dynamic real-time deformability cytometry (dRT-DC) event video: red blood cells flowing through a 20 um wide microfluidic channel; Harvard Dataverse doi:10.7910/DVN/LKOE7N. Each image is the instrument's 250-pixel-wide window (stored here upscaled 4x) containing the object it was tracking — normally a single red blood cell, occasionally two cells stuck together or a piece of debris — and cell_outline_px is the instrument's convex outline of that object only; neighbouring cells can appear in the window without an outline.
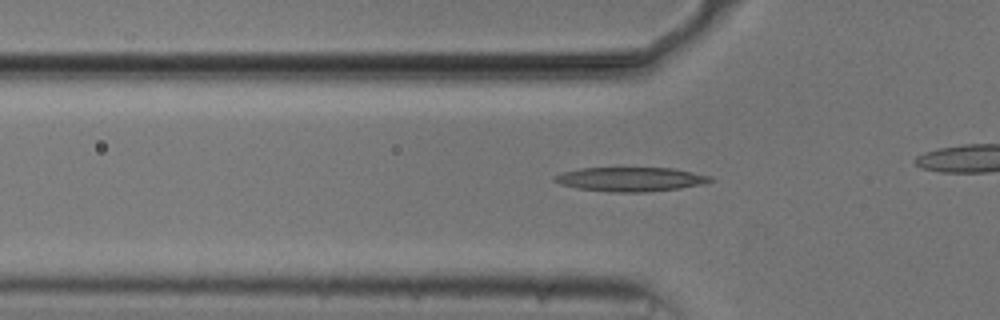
{"species": "common noctule bat (a hibernating species)", "species_latin": "Nyctalus noctula", "temperature_condition": "cold", "stored_images_in_passage": 36, "camera_frame_rate_fps": 3000, "um_per_image_px": 0.085, "animal": {"sex": "male", "body_mass_g": 20.5, "forearm_length_mm": 52.5}, "frame": {"image": 1, "passage_image": 10, "time_ms": 3.0, "image_size_px": [1000, 320], "cell_outline_px": [[716, 180], [704, 184], [680, 188], [644, 192], [612, 192], [576, 188], [560, 184], [552, 180], [552, 176], [564, 172], [580, 168], [676, 168], [712, 176]], "centroid_in_image_um": [53.63, 15.23], "position_along_channel_um": 72.2, "area_um2": 22.14}}
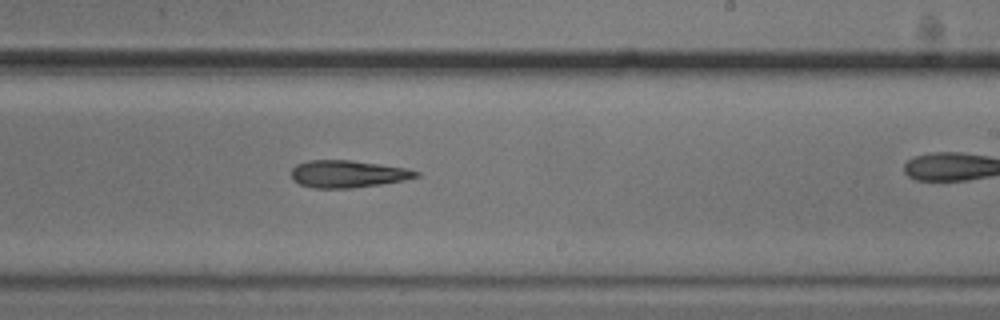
{"frame": {"image": 2, "passage_image": 25, "time_ms": 8.0, "image_size_px": [1000, 320], "cell_outline_px": [[420, 176], [404, 180], [380, 184], [352, 188], [312, 188], [300, 184], [292, 180], [292, 168], [296, 164], [308, 160], [352, 160], [408, 168], [420, 172]], "centroid_in_image_um": [29.56, 14.78], "position_along_channel_um": 259.4, "area_um2": 19.94}}
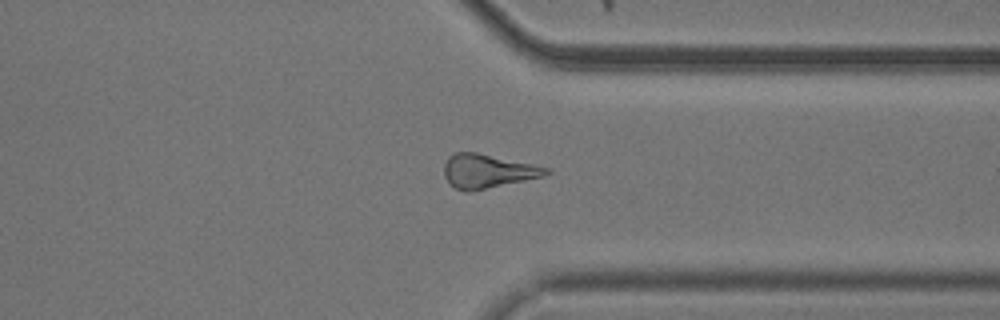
{"frame": {"image": 3, "passage_image": 34, "time_ms": 11.0, "image_size_px": [1000, 320], "cell_outline_px": [[552, 172], [544, 176], [468, 192], [456, 188], [448, 184], [444, 176], [444, 164], [448, 156], [456, 152], [476, 152], [532, 164], [548, 168]], "centroid_in_image_um": [41.41, 14.54], "position_along_channel_um": 370.0, "area_um2": 20.0}}